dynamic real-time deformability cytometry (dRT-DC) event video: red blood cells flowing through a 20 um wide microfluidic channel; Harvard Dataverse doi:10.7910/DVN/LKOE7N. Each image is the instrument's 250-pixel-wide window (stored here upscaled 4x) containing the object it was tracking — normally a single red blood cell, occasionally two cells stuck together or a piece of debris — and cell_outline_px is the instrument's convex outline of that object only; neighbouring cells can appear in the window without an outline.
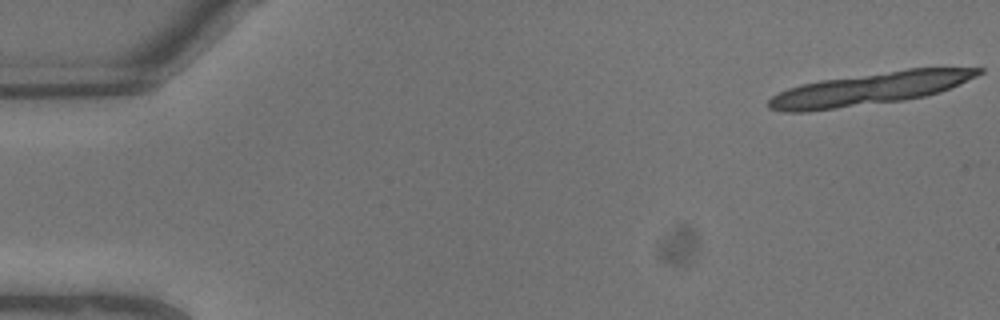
{"species": "common noctule bat (a hibernating species)", "species_latin": "Nyctalus noctula", "temperature_condition": "warm", "stored_images_in_passage": 7, "segment_of_instrument_passage": [1, 2], "camera_frame_rate_fps": 3000, "um_per_image_px": 0.085, "animal": {"sex": "male", "body_mass_g": 13.3}, "frame": {"image": 1, "passage_image": 1, "time_ms": 0.0, "image_size_px": [1000, 320], "cell_outline_px": [[984, 72], [960, 84], [940, 92], [924, 96], [904, 100], [808, 112], [784, 112], [768, 108], [768, 100], [772, 96], [788, 88], [800, 84], [820, 80], [908, 68], [984, 68]], "centroid_in_image_um": [73.91, 7.55], "position_along_channel_um": 11.1, "area_um2": 39.77}}